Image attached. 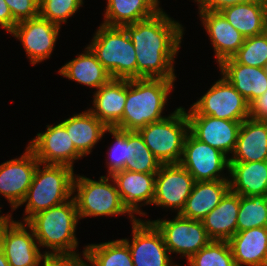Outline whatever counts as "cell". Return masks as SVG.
Here are the masks:
<instances>
[{
	"mask_svg": "<svg viewBox=\"0 0 267 266\" xmlns=\"http://www.w3.org/2000/svg\"><path fill=\"white\" fill-rule=\"evenodd\" d=\"M195 180L180 164H161L156 173L153 205L170 207L180 214L184 209Z\"/></svg>",
	"mask_w": 267,
	"mask_h": 266,
	"instance_id": "obj_12",
	"label": "cell"
},
{
	"mask_svg": "<svg viewBox=\"0 0 267 266\" xmlns=\"http://www.w3.org/2000/svg\"><path fill=\"white\" fill-rule=\"evenodd\" d=\"M180 164L193 176L195 182L229 180L220 175L229 172V156L209 144L198 140L190 131L184 141Z\"/></svg>",
	"mask_w": 267,
	"mask_h": 266,
	"instance_id": "obj_10",
	"label": "cell"
},
{
	"mask_svg": "<svg viewBox=\"0 0 267 266\" xmlns=\"http://www.w3.org/2000/svg\"><path fill=\"white\" fill-rule=\"evenodd\" d=\"M37 165L32 183L22 201L25 208L24 222L36 213L60 205L73 196V168L66 165Z\"/></svg>",
	"mask_w": 267,
	"mask_h": 266,
	"instance_id": "obj_4",
	"label": "cell"
},
{
	"mask_svg": "<svg viewBox=\"0 0 267 266\" xmlns=\"http://www.w3.org/2000/svg\"><path fill=\"white\" fill-rule=\"evenodd\" d=\"M161 163L147 147L137 131H126V163L124 170L157 173Z\"/></svg>",
	"mask_w": 267,
	"mask_h": 266,
	"instance_id": "obj_32",
	"label": "cell"
},
{
	"mask_svg": "<svg viewBox=\"0 0 267 266\" xmlns=\"http://www.w3.org/2000/svg\"><path fill=\"white\" fill-rule=\"evenodd\" d=\"M28 147L43 164L66 165L73 168V162L83 157L75 148L64 125H47V131L38 133Z\"/></svg>",
	"mask_w": 267,
	"mask_h": 266,
	"instance_id": "obj_16",
	"label": "cell"
},
{
	"mask_svg": "<svg viewBox=\"0 0 267 266\" xmlns=\"http://www.w3.org/2000/svg\"><path fill=\"white\" fill-rule=\"evenodd\" d=\"M105 132L113 135L115 143L109 148L108 154V174L111 176L113 173L124 170L126 163V131L117 128H107Z\"/></svg>",
	"mask_w": 267,
	"mask_h": 266,
	"instance_id": "obj_37",
	"label": "cell"
},
{
	"mask_svg": "<svg viewBox=\"0 0 267 266\" xmlns=\"http://www.w3.org/2000/svg\"><path fill=\"white\" fill-rule=\"evenodd\" d=\"M60 26L37 16L18 22L10 32L22 42L30 63L35 65L50 58Z\"/></svg>",
	"mask_w": 267,
	"mask_h": 266,
	"instance_id": "obj_13",
	"label": "cell"
},
{
	"mask_svg": "<svg viewBox=\"0 0 267 266\" xmlns=\"http://www.w3.org/2000/svg\"><path fill=\"white\" fill-rule=\"evenodd\" d=\"M39 163L27 146L19 158L0 164V193L8 200L13 211L21 206Z\"/></svg>",
	"mask_w": 267,
	"mask_h": 266,
	"instance_id": "obj_14",
	"label": "cell"
},
{
	"mask_svg": "<svg viewBox=\"0 0 267 266\" xmlns=\"http://www.w3.org/2000/svg\"><path fill=\"white\" fill-rule=\"evenodd\" d=\"M83 5V0H39V16L60 26Z\"/></svg>",
	"mask_w": 267,
	"mask_h": 266,
	"instance_id": "obj_36",
	"label": "cell"
},
{
	"mask_svg": "<svg viewBox=\"0 0 267 266\" xmlns=\"http://www.w3.org/2000/svg\"><path fill=\"white\" fill-rule=\"evenodd\" d=\"M228 242L236 266H267V227L236 232Z\"/></svg>",
	"mask_w": 267,
	"mask_h": 266,
	"instance_id": "obj_23",
	"label": "cell"
},
{
	"mask_svg": "<svg viewBox=\"0 0 267 266\" xmlns=\"http://www.w3.org/2000/svg\"><path fill=\"white\" fill-rule=\"evenodd\" d=\"M175 80L137 78L127 80V98L122 120L115 127L124 131H138L147 124L165 117L161 115Z\"/></svg>",
	"mask_w": 267,
	"mask_h": 266,
	"instance_id": "obj_2",
	"label": "cell"
},
{
	"mask_svg": "<svg viewBox=\"0 0 267 266\" xmlns=\"http://www.w3.org/2000/svg\"><path fill=\"white\" fill-rule=\"evenodd\" d=\"M41 260L43 266H88L79 254H45Z\"/></svg>",
	"mask_w": 267,
	"mask_h": 266,
	"instance_id": "obj_39",
	"label": "cell"
},
{
	"mask_svg": "<svg viewBox=\"0 0 267 266\" xmlns=\"http://www.w3.org/2000/svg\"><path fill=\"white\" fill-rule=\"evenodd\" d=\"M115 182L121 201L127 210L134 216L136 214L145 216L139 206L140 202L148 205L153 203L155 193L156 173L133 172L120 170L110 176Z\"/></svg>",
	"mask_w": 267,
	"mask_h": 266,
	"instance_id": "obj_18",
	"label": "cell"
},
{
	"mask_svg": "<svg viewBox=\"0 0 267 266\" xmlns=\"http://www.w3.org/2000/svg\"><path fill=\"white\" fill-rule=\"evenodd\" d=\"M35 240L33 230L26 222H16L11 217L3 223L1 249L10 266L40 265L45 254L40 252V246Z\"/></svg>",
	"mask_w": 267,
	"mask_h": 266,
	"instance_id": "obj_15",
	"label": "cell"
},
{
	"mask_svg": "<svg viewBox=\"0 0 267 266\" xmlns=\"http://www.w3.org/2000/svg\"><path fill=\"white\" fill-rule=\"evenodd\" d=\"M240 195L229 190L201 221L211 240L228 241L237 232Z\"/></svg>",
	"mask_w": 267,
	"mask_h": 266,
	"instance_id": "obj_25",
	"label": "cell"
},
{
	"mask_svg": "<svg viewBox=\"0 0 267 266\" xmlns=\"http://www.w3.org/2000/svg\"><path fill=\"white\" fill-rule=\"evenodd\" d=\"M190 266H236L228 241L211 240L189 260Z\"/></svg>",
	"mask_w": 267,
	"mask_h": 266,
	"instance_id": "obj_34",
	"label": "cell"
},
{
	"mask_svg": "<svg viewBox=\"0 0 267 266\" xmlns=\"http://www.w3.org/2000/svg\"><path fill=\"white\" fill-rule=\"evenodd\" d=\"M2 234H3V223H0V249H1Z\"/></svg>",
	"mask_w": 267,
	"mask_h": 266,
	"instance_id": "obj_45",
	"label": "cell"
},
{
	"mask_svg": "<svg viewBox=\"0 0 267 266\" xmlns=\"http://www.w3.org/2000/svg\"><path fill=\"white\" fill-rule=\"evenodd\" d=\"M245 38L262 34L267 25V2H242L220 10Z\"/></svg>",
	"mask_w": 267,
	"mask_h": 266,
	"instance_id": "obj_27",
	"label": "cell"
},
{
	"mask_svg": "<svg viewBox=\"0 0 267 266\" xmlns=\"http://www.w3.org/2000/svg\"><path fill=\"white\" fill-rule=\"evenodd\" d=\"M173 220L151 221L160 231L169 253H179L189 260L205 247L211 239L200 220L182 217L180 214Z\"/></svg>",
	"mask_w": 267,
	"mask_h": 266,
	"instance_id": "obj_9",
	"label": "cell"
},
{
	"mask_svg": "<svg viewBox=\"0 0 267 266\" xmlns=\"http://www.w3.org/2000/svg\"><path fill=\"white\" fill-rule=\"evenodd\" d=\"M221 74L246 99L250 105L267 90V72L265 68L237 63L233 58L219 64Z\"/></svg>",
	"mask_w": 267,
	"mask_h": 266,
	"instance_id": "obj_21",
	"label": "cell"
},
{
	"mask_svg": "<svg viewBox=\"0 0 267 266\" xmlns=\"http://www.w3.org/2000/svg\"><path fill=\"white\" fill-rule=\"evenodd\" d=\"M186 114L208 115L243 122L250 117V108L246 99L223 76L190 107Z\"/></svg>",
	"mask_w": 267,
	"mask_h": 266,
	"instance_id": "obj_8",
	"label": "cell"
},
{
	"mask_svg": "<svg viewBox=\"0 0 267 266\" xmlns=\"http://www.w3.org/2000/svg\"><path fill=\"white\" fill-rule=\"evenodd\" d=\"M5 2L17 23L39 16V0H5Z\"/></svg>",
	"mask_w": 267,
	"mask_h": 266,
	"instance_id": "obj_38",
	"label": "cell"
},
{
	"mask_svg": "<svg viewBox=\"0 0 267 266\" xmlns=\"http://www.w3.org/2000/svg\"><path fill=\"white\" fill-rule=\"evenodd\" d=\"M88 47L112 79H137L135 48L124 27L101 24Z\"/></svg>",
	"mask_w": 267,
	"mask_h": 266,
	"instance_id": "obj_5",
	"label": "cell"
},
{
	"mask_svg": "<svg viewBox=\"0 0 267 266\" xmlns=\"http://www.w3.org/2000/svg\"><path fill=\"white\" fill-rule=\"evenodd\" d=\"M267 160V121L247 118L241 123L233 156L229 162Z\"/></svg>",
	"mask_w": 267,
	"mask_h": 266,
	"instance_id": "obj_22",
	"label": "cell"
},
{
	"mask_svg": "<svg viewBox=\"0 0 267 266\" xmlns=\"http://www.w3.org/2000/svg\"><path fill=\"white\" fill-rule=\"evenodd\" d=\"M245 1H247V2H267V0H241V3L245 2Z\"/></svg>",
	"mask_w": 267,
	"mask_h": 266,
	"instance_id": "obj_46",
	"label": "cell"
},
{
	"mask_svg": "<svg viewBox=\"0 0 267 266\" xmlns=\"http://www.w3.org/2000/svg\"><path fill=\"white\" fill-rule=\"evenodd\" d=\"M229 163L232 192L240 196L267 195V160Z\"/></svg>",
	"mask_w": 267,
	"mask_h": 266,
	"instance_id": "obj_26",
	"label": "cell"
},
{
	"mask_svg": "<svg viewBox=\"0 0 267 266\" xmlns=\"http://www.w3.org/2000/svg\"><path fill=\"white\" fill-rule=\"evenodd\" d=\"M83 256L88 266H134L128 244L123 240L85 246Z\"/></svg>",
	"mask_w": 267,
	"mask_h": 266,
	"instance_id": "obj_31",
	"label": "cell"
},
{
	"mask_svg": "<svg viewBox=\"0 0 267 266\" xmlns=\"http://www.w3.org/2000/svg\"><path fill=\"white\" fill-rule=\"evenodd\" d=\"M158 0H107L104 25L123 27L152 17L161 8Z\"/></svg>",
	"mask_w": 267,
	"mask_h": 266,
	"instance_id": "obj_30",
	"label": "cell"
},
{
	"mask_svg": "<svg viewBox=\"0 0 267 266\" xmlns=\"http://www.w3.org/2000/svg\"><path fill=\"white\" fill-rule=\"evenodd\" d=\"M237 63L265 68L267 64V33L245 38L243 45L232 57Z\"/></svg>",
	"mask_w": 267,
	"mask_h": 266,
	"instance_id": "obj_35",
	"label": "cell"
},
{
	"mask_svg": "<svg viewBox=\"0 0 267 266\" xmlns=\"http://www.w3.org/2000/svg\"><path fill=\"white\" fill-rule=\"evenodd\" d=\"M161 164L180 163L189 120L184 108H177L164 119L147 124L137 131Z\"/></svg>",
	"mask_w": 267,
	"mask_h": 266,
	"instance_id": "obj_6",
	"label": "cell"
},
{
	"mask_svg": "<svg viewBox=\"0 0 267 266\" xmlns=\"http://www.w3.org/2000/svg\"><path fill=\"white\" fill-rule=\"evenodd\" d=\"M0 213H1V209H0ZM11 214H7V215H0V223H5L7 222L10 218H11Z\"/></svg>",
	"mask_w": 267,
	"mask_h": 266,
	"instance_id": "obj_44",
	"label": "cell"
},
{
	"mask_svg": "<svg viewBox=\"0 0 267 266\" xmlns=\"http://www.w3.org/2000/svg\"><path fill=\"white\" fill-rule=\"evenodd\" d=\"M132 243L123 239L129 247L134 266H180L175 265L157 227L150 221H132Z\"/></svg>",
	"mask_w": 267,
	"mask_h": 266,
	"instance_id": "obj_11",
	"label": "cell"
},
{
	"mask_svg": "<svg viewBox=\"0 0 267 266\" xmlns=\"http://www.w3.org/2000/svg\"><path fill=\"white\" fill-rule=\"evenodd\" d=\"M267 227V195L240 196L237 232Z\"/></svg>",
	"mask_w": 267,
	"mask_h": 266,
	"instance_id": "obj_33",
	"label": "cell"
},
{
	"mask_svg": "<svg viewBox=\"0 0 267 266\" xmlns=\"http://www.w3.org/2000/svg\"><path fill=\"white\" fill-rule=\"evenodd\" d=\"M187 117L189 131L198 140L220 150L227 156L234 152L242 122L208 115H187Z\"/></svg>",
	"mask_w": 267,
	"mask_h": 266,
	"instance_id": "obj_17",
	"label": "cell"
},
{
	"mask_svg": "<svg viewBox=\"0 0 267 266\" xmlns=\"http://www.w3.org/2000/svg\"><path fill=\"white\" fill-rule=\"evenodd\" d=\"M66 128L75 148L83 155L90 154L92 148L105 134L108 128L89 110L61 122Z\"/></svg>",
	"mask_w": 267,
	"mask_h": 266,
	"instance_id": "obj_29",
	"label": "cell"
},
{
	"mask_svg": "<svg viewBox=\"0 0 267 266\" xmlns=\"http://www.w3.org/2000/svg\"><path fill=\"white\" fill-rule=\"evenodd\" d=\"M16 24L17 22L14 20L9 6L5 0H0V27L10 33Z\"/></svg>",
	"mask_w": 267,
	"mask_h": 266,
	"instance_id": "obj_42",
	"label": "cell"
},
{
	"mask_svg": "<svg viewBox=\"0 0 267 266\" xmlns=\"http://www.w3.org/2000/svg\"><path fill=\"white\" fill-rule=\"evenodd\" d=\"M199 11L219 65L237 53L243 45L245 37L227 21L220 11L203 9H199Z\"/></svg>",
	"mask_w": 267,
	"mask_h": 266,
	"instance_id": "obj_19",
	"label": "cell"
},
{
	"mask_svg": "<svg viewBox=\"0 0 267 266\" xmlns=\"http://www.w3.org/2000/svg\"><path fill=\"white\" fill-rule=\"evenodd\" d=\"M78 211L73 197L68 201L40 211L26 223L31 227L39 246L50 248L44 254H77L75 235Z\"/></svg>",
	"mask_w": 267,
	"mask_h": 266,
	"instance_id": "obj_3",
	"label": "cell"
},
{
	"mask_svg": "<svg viewBox=\"0 0 267 266\" xmlns=\"http://www.w3.org/2000/svg\"><path fill=\"white\" fill-rule=\"evenodd\" d=\"M250 118L267 121V90L250 105Z\"/></svg>",
	"mask_w": 267,
	"mask_h": 266,
	"instance_id": "obj_40",
	"label": "cell"
},
{
	"mask_svg": "<svg viewBox=\"0 0 267 266\" xmlns=\"http://www.w3.org/2000/svg\"><path fill=\"white\" fill-rule=\"evenodd\" d=\"M95 109H88L108 128H115L122 120L127 98V79H111L93 96Z\"/></svg>",
	"mask_w": 267,
	"mask_h": 266,
	"instance_id": "obj_20",
	"label": "cell"
},
{
	"mask_svg": "<svg viewBox=\"0 0 267 266\" xmlns=\"http://www.w3.org/2000/svg\"><path fill=\"white\" fill-rule=\"evenodd\" d=\"M229 190V180L195 182L180 215L184 218L201 221L218 206Z\"/></svg>",
	"mask_w": 267,
	"mask_h": 266,
	"instance_id": "obj_24",
	"label": "cell"
},
{
	"mask_svg": "<svg viewBox=\"0 0 267 266\" xmlns=\"http://www.w3.org/2000/svg\"><path fill=\"white\" fill-rule=\"evenodd\" d=\"M198 8L208 11H220L225 7L241 3V0H195Z\"/></svg>",
	"mask_w": 267,
	"mask_h": 266,
	"instance_id": "obj_41",
	"label": "cell"
},
{
	"mask_svg": "<svg viewBox=\"0 0 267 266\" xmlns=\"http://www.w3.org/2000/svg\"><path fill=\"white\" fill-rule=\"evenodd\" d=\"M0 266H10L2 249H0Z\"/></svg>",
	"mask_w": 267,
	"mask_h": 266,
	"instance_id": "obj_43",
	"label": "cell"
},
{
	"mask_svg": "<svg viewBox=\"0 0 267 266\" xmlns=\"http://www.w3.org/2000/svg\"><path fill=\"white\" fill-rule=\"evenodd\" d=\"M84 52L62 66L59 73L69 80L99 89L112 77L89 47Z\"/></svg>",
	"mask_w": 267,
	"mask_h": 266,
	"instance_id": "obj_28",
	"label": "cell"
},
{
	"mask_svg": "<svg viewBox=\"0 0 267 266\" xmlns=\"http://www.w3.org/2000/svg\"><path fill=\"white\" fill-rule=\"evenodd\" d=\"M110 176H101L99 181L76 176L73 181V196L79 219L85 217L114 216L128 214L136 219L123 205L115 182L109 183Z\"/></svg>",
	"mask_w": 267,
	"mask_h": 266,
	"instance_id": "obj_7",
	"label": "cell"
},
{
	"mask_svg": "<svg viewBox=\"0 0 267 266\" xmlns=\"http://www.w3.org/2000/svg\"><path fill=\"white\" fill-rule=\"evenodd\" d=\"M123 27L135 48L137 78L175 80L173 62L183 37L182 25L160 9L150 18Z\"/></svg>",
	"mask_w": 267,
	"mask_h": 266,
	"instance_id": "obj_1",
	"label": "cell"
}]
</instances>
